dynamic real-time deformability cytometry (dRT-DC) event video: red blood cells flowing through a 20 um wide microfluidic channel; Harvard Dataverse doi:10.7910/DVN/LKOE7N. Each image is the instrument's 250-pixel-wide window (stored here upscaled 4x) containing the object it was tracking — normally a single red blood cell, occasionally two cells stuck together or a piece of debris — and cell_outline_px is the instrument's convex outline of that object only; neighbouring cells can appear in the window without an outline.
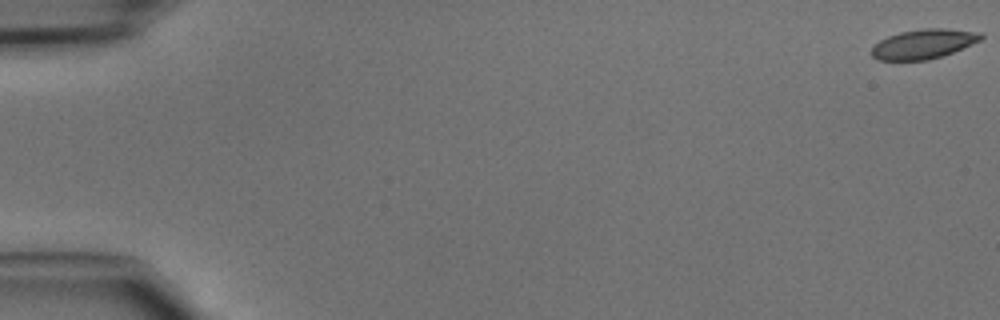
{"species": "common noctule bat (a hibernating species)", "species_latin": "Nyctalus noctula", "temperature_condition": "cold", "stored_images_in_passage": 48, "camera_frame_rate_fps": 3000, "um_per_image_px": 0.085, "animal": {"sex": "male", "body_mass_g": 15.6}, "frame": {"image": 1, "passage_image": 1, "time_ms": 0.0, "image_size_px": [1000, 320], "cell_outline_px": [[984, 36], [980, 40], [952, 52], [928, 60], [880, 60], [872, 56], [872, 44], [888, 36], [900, 32], [920, 28], [944, 28], [980, 32]], "centroid_in_image_um": [78.47, 3.72], "position_along_channel_um": 6.5, "area_um2": 18.73}}
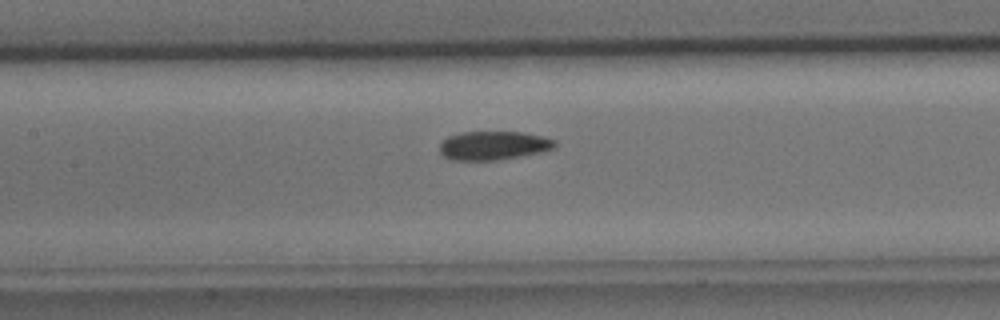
{"frame": {"image": 2, "passage_image": 23, "time_ms": 7.333, "image_size_px": [1000, 320], "cell_outline_px": [[556, 144], [552, 148], [540, 152], [500, 160], [452, 160], [444, 156], [440, 152], [440, 144], [448, 136], [460, 132], [520, 132], [540, 136], [556, 140]], "centroid_in_image_um": [41.91, 12.37], "position_along_channel_um": 165.5, "area_um2": 19.13}}
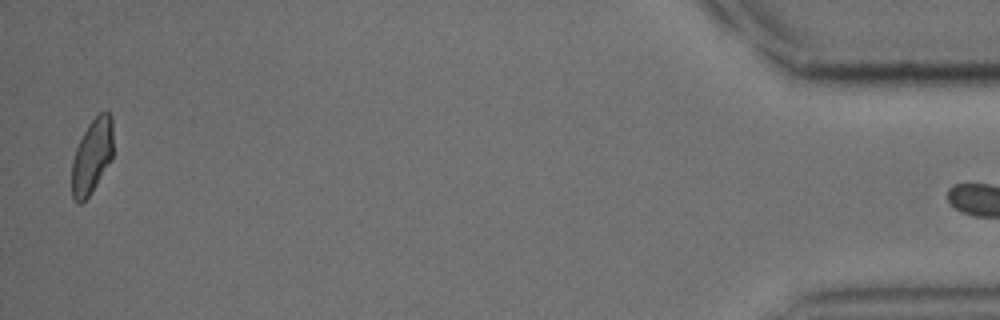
{"frame": {"image": 3, "passage_image": 47, "time_ms": 15.333, "image_size_px": [1000, 320], "cell_outline_px": [[112, 160], [88, 196], [80, 204], [76, 204], [72, 196], [72, 160], [76, 148], [88, 124], [100, 112], [108, 112], [112, 116]], "centroid_in_image_um": [7.81, 13.28], "position_along_channel_um": 427.4, "area_um2": 17.86}}